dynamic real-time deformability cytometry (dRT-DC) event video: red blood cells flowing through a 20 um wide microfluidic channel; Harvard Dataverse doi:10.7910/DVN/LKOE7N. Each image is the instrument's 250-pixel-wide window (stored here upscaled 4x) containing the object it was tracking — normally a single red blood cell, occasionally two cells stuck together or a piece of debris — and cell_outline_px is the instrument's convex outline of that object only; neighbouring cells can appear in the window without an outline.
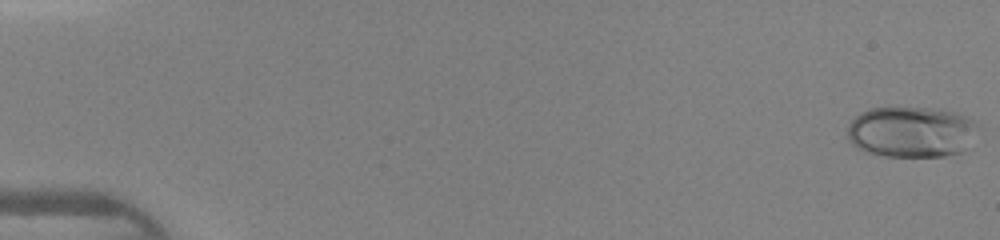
{"species": "human", "species_latin": "Homo sapiens", "temperature_condition": "warm", "stored_images_in_passage": 46, "camera_frame_rate_fps": 3000, "um_per_image_px": 0.085, "donor": {"sex": "female"}, "frame": {"image": 1, "passage_image": 1, "time_ms": 0.0, "image_size_px": [1000, 240], "cell_outline_px": [[980, 128], [964, 152], [944, 156], [884, 156], [864, 152], [856, 148], [848, 140], [848, 124], [860, 112], [868, 108], [928, 108], [956, 112], [976, 120]], "centroid_in_image_um": [77.49, 11.22], "position_along_channel_um": 7.5, "area_um2": 39.3}}
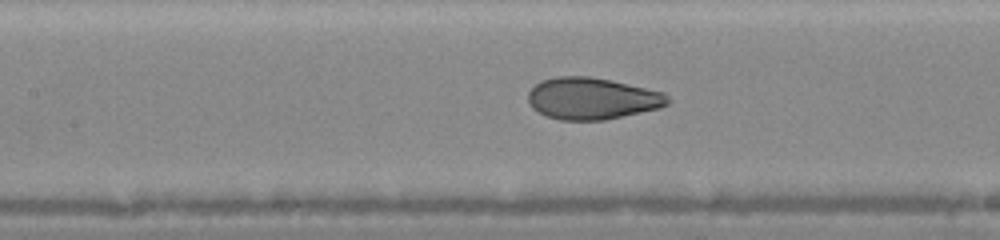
{"frame": {"image": 2, "passage_image": 22, "time_ms": 7.0, "image_size_px": [1000, 240], "cell_outline_px": [[672, 100], [668, 104], [660, 108], [604, 120], [560, 120], [548, 116], [532, 108], [528, 104], [528, 92], [540, 80], [556, 76], [588, 76], [612, 80], [664, 92]], "centroid_in_image_um": [50.34, 8.36], "position_along_channel_um": 157.1, "area_um2": 34.16}}
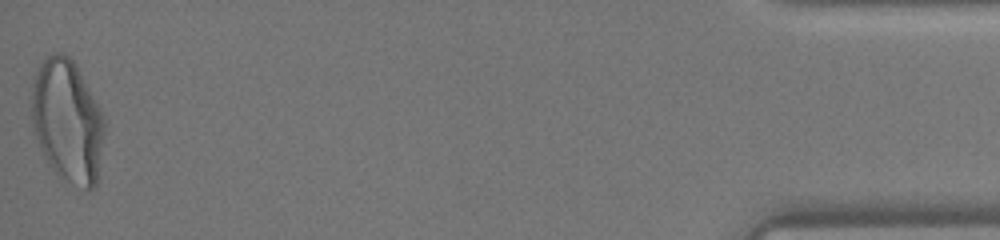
{"frame": {"image": 3, "passage_image": 46, "time_ms": 15.0, "image_size_px": [1000, 240], "cell_outline_px": [[104, 132], [96, 184], [92, 188], [88, 188], [60, 180], [48, 160], [32, 132], [32, 76], [36, 68], [44, 56], [52, 52], [64, 52], [76, 64], [104, 116]], "centroid_in_image_um": [5.69, 10.21], "position_along_channel_um": 429.5, "area_um2": 52.25}}